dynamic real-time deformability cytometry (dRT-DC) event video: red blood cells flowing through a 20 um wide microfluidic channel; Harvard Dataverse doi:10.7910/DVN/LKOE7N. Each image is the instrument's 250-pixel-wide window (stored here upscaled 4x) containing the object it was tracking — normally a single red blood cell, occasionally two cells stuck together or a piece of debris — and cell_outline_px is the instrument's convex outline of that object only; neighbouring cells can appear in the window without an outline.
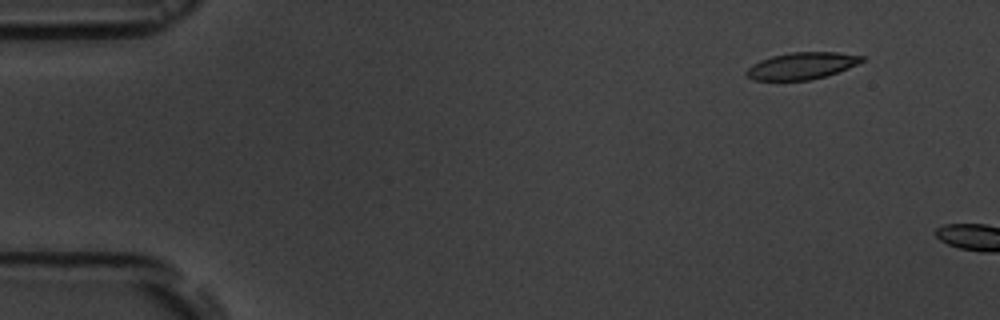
{"species": "common noctule bat (a hibernating species)", "species_latin": "Nyctalus noctula", "temperature_condition": "room temperature", "stored_images_in_passage": 2, "camera_frame_rate_fps": 3000, "um_per_image_px": 0.085, "animal": {"sex": "male", "body_mass_g": 19.5, "forearm_length_mm": 54.6}, "frame": {"image": 1, "passage_image": 1, "time_ms": 0.0, "image_size_px": [1000, 320], "cell_outline_px": [[864, 60], [848, 68], [824, 76], [808, 80], [752, 80], [744, 72], [752, 64], [760, 60], [772, 56], [792, 52], [836, 52], [864, 56]], "centroid_in_image_um": [68.11, 5.59], "position_along_channel_um": 16.9, "area_um2": 17.86}}